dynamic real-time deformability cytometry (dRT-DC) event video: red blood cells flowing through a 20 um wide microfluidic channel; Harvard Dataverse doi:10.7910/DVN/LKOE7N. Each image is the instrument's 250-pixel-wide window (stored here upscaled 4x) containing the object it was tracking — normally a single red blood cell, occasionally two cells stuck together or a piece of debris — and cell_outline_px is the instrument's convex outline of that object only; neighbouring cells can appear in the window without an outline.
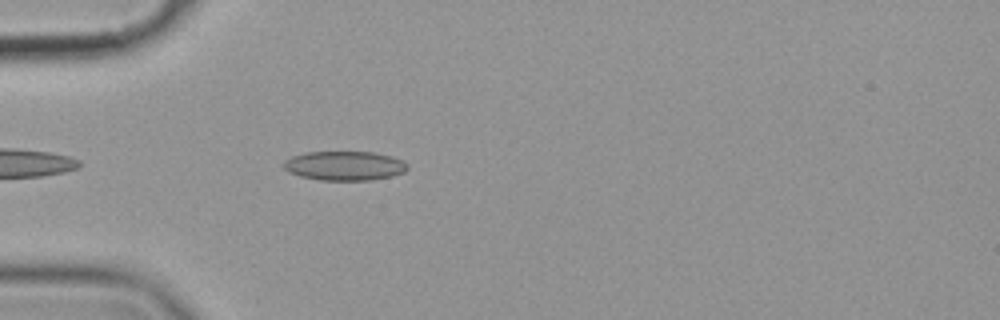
{"species": "common noctule bat (a hibernating species)", "species_latin": "Nyctalus noctula", "temperature_condition": "cold", "stored_images_in_passage": 43, "camera_frame_rate_fps": 3000, "um_per_image_px": 0.085, "animal": {"sex": "female", "body_mass_g": 19.9}, "frame": {"image": 1, "passage_image": 4, "time_ms": 1.0, "image_size_px": [1000, 320], "cell_outline_px": [[408, 168], [404, 172], [392, 176], [368, 180], [320, 180], [300, 176], [288, 172], [284, 168], [284, 160], [292, 156], [304, 152], [372, 152], [392, 156], [404, 160], [408, 164]], "centroid_in_image_um": [29.29, 14.08], "position_along_channel_um": 55.7, "area_um2": 21.21}}
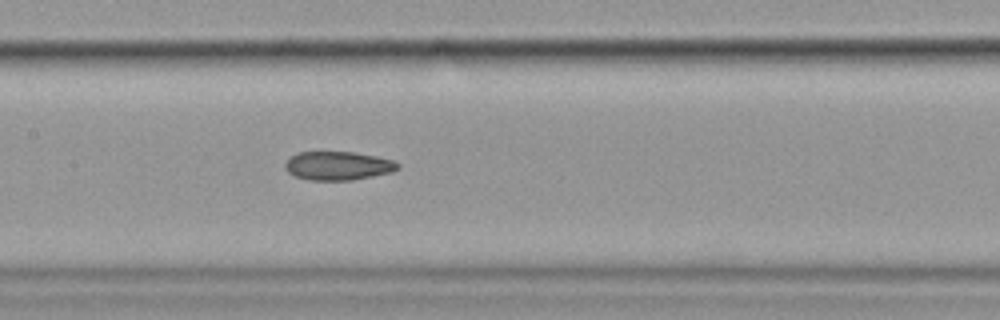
{"frame": {"image": 2, "passage_image": 15, "time_ms": 4.667, "image_size_px": [1000, 320], "cell_outline_px": [[400, 168], [392, 172], [352, 180], [308, 180], [292, 176], [284, 168], [284, 164], [296, 152], [352, 152], [376, 156], [392, 160], [400, 164]], "centroid_in_image_um": [28.71, 14.09], "position_along_channel_um": 178.7, "area_um2": 18.9}}
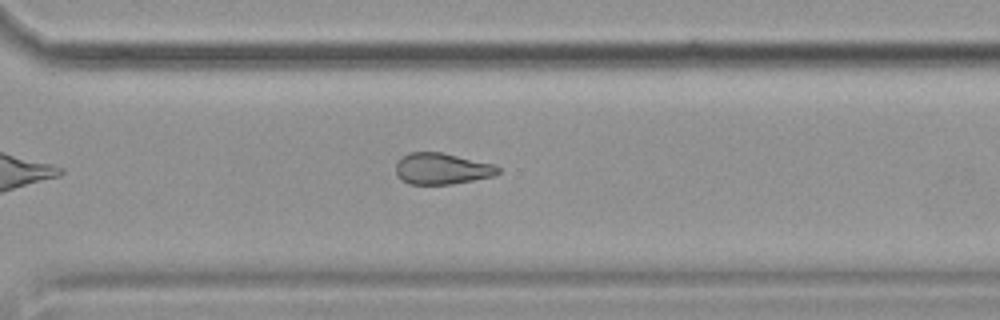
{"frame": {"image": 3, "passage_image": 28, "time_ms": 9.0, "image_size_px": [1000, 320], "cell_outline_px": [[500, 172], [496, 176], [452, 184], [408, 184], [400, 180], [396, 176], [396, 160], [408, 152], [440, 152], [496, 164], [500, 168]], "centroid_in_image_um": [37.55, 14.34], "position_along_channel_um": 333.0, "area_um2": 19.02}, "authors_computed_cell_mechanics": {"area_um2": 19.363, "velocity_mm_per_s": 3.5692, "shape_relaxation_time_tau1_ms": null, "shape_relaxation_time_tau2_ms": 6.1828, "deformation_change_tau1": null, "deformation_change_tau2": 0.1332}}